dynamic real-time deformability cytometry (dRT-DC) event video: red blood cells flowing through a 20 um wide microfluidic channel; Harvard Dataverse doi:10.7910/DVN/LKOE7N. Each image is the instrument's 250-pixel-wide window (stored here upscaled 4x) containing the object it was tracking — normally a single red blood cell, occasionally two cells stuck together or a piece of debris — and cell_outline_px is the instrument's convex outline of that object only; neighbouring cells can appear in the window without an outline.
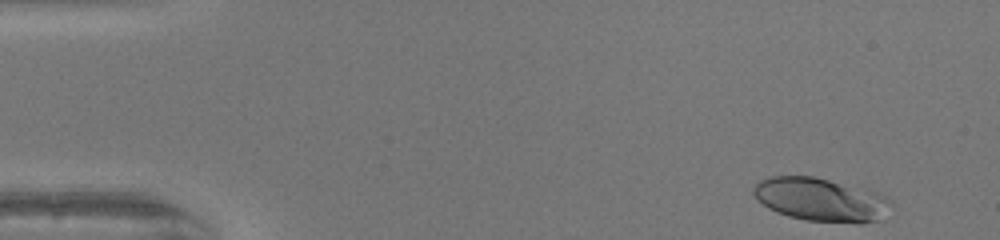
{"species": "human", "species_latin": "Homo sapiens", "temperature_condition": "warm", "stored_images_in_passage": 48, "camera_frame_rate_fps": 3000, "um_per_image_px": 0.085, "donor": {"sex": "female"}, "frame": {"image": 1, "passage_image": 1, "time_ms": 0.0, "image_size_px": [1000, 240], "cell_outline_px": [[892, 204], [876, 220], [860, 224], [808, 220], [788, 216], [776, 212], [768, 208], [752, 192], [752, 188], [760, 180], [768, 176], [816, 176], [888, 196], [892, 200]], "centroid_in_image_um": [69.74, 16.96], "position_along_channel_um": 15.3, "area_um2": 34.45}}
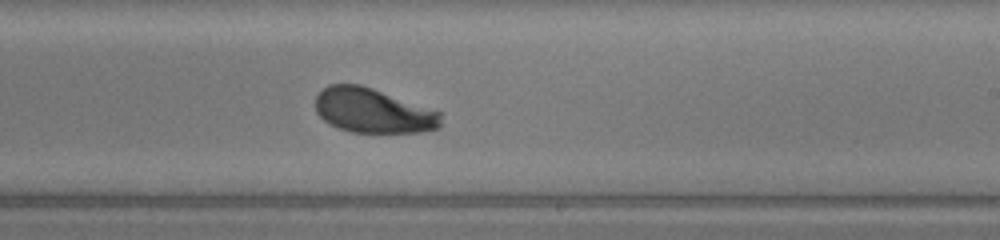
{"frame": {"image": 2, "passage_image": 28, "time_ms": 9.0, "image_size_px": [1000, 240], "cell_outline_px": [[440, 128], [420, 132], [352, 132], [340, 128], [324, 120], [316, 112], [316, 96], [328, 84], [360, 84], [372, 88], [440, 112]], "centroid_in_image_um": [31.69, 9.4], "position_along_channel_um": 257.3, "area_um2": 32.14}}
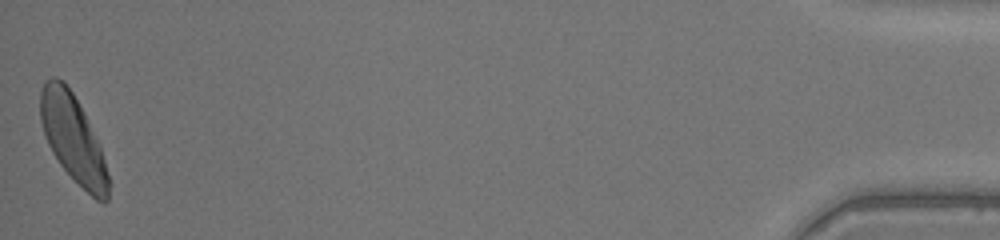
{"frame": {"image": 3, "passage_image": 48, "time_ms": 15.667, "image_size_px": [1000, 240], "cell_outline_px": [[108, 200], [104, 204], [96, 200], [60, 164], [52, 152], [48, 144], [40, 120], [40, 92], [44, 84], [52, 76], [56, 76], [64, 80], [72, 92], [100, 144], [108, 176]], "centroid_in_image_um": [6.19, 11.75], "position_along_channel_um": 429.0, "area_um2": 33.93}, "authors_computed_cell_mechanics": {"area_um2": 33.4662, "velocity_mm_per_s": 4.0485, "shape_relaxation_time_tau1_ms": 2.2054, "shape_relaxation_time_tau2_ms": 2.1148, "deformation_change_tau1": 0.1356, "deformation_change_tau2": 0.0835}}